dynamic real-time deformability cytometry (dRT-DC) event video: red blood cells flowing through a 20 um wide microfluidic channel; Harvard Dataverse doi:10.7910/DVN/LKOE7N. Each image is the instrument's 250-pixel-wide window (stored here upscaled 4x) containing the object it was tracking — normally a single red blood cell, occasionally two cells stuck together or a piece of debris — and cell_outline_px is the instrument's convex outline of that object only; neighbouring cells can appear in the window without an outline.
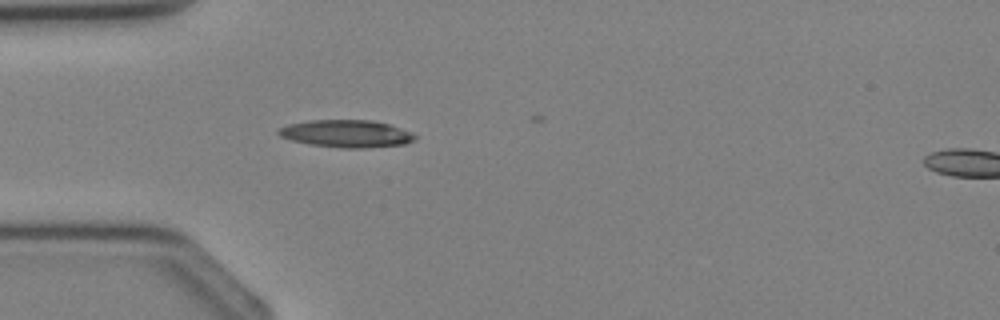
{"species": "Egyptian fruit bat (a non-hibernating species)", "species_latin": "Rousettus aegyptiacus", "temperature_condition": "cold", "stored_images_in_passage": 3, "camera_frame_rate_fps": 3000, "um_per_image_px": 0.085, "animal": {"sex": "female"}, "frame": {"image": 1, "passage_image": 3, "time_ms": 2.667, "image_size_px": [1000, 320], "cell_outline_px": [[416, 140], [404, 144], [364, 148], [344, 148], [312, 144], [292, 140], [280, 136], [276, 132], [280, 128], [288, 124], [308, 120], [372, 120], [388, 124], [412, 132], [416, 136]], "centroid_in_image_um": [29.46, 11.35], "position_along_channel_um": 55.5, "area_um2": 21.68}}